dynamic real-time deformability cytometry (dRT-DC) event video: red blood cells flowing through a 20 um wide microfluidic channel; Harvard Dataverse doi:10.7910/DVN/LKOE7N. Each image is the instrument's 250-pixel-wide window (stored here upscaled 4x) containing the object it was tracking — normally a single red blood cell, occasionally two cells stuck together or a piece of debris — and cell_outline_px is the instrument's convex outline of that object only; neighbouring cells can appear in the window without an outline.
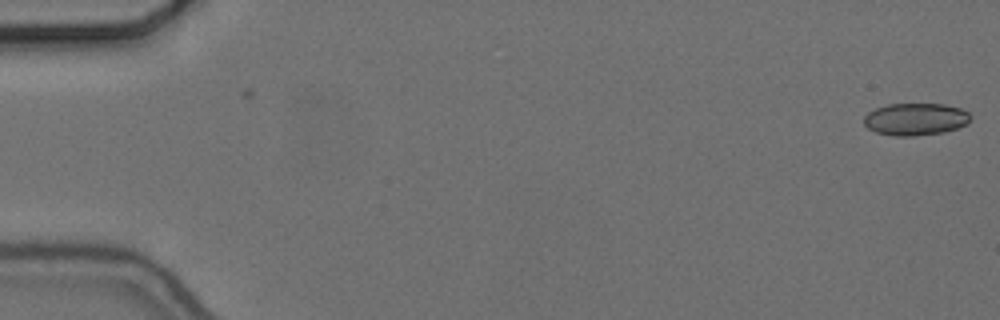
{"species": "common noctule bat (a hibernating species)", "species_latin": "Nyctalus noctula", "temperature_condition": "cold", "stored_images_in_passage": 56, "camera_frame_rate_fps": 3000, "um_per_image_px": 0.085, "animal": {"sex": "female", "body_mass_g": 24.6, "forearm_length_mm": 56.2}, "frame": {"image": 1, "passage_image": 1, "time_ms": 0.0, "image_size_px": [1000, 320], "cell_outline_px": [[972, 116], [968, 124], [944, 132], [912, 136], [892, 136], [876, 132], [868, 128], [864, 124], [864, 116], [868, 112], [876, 108], [888, 104], [944, 104], [960, 108], [968, 112]], "centroid_in_image_um": [77.82, 10.13], "position_along_channel_um": 7.2, "area_um2": 20.11}}
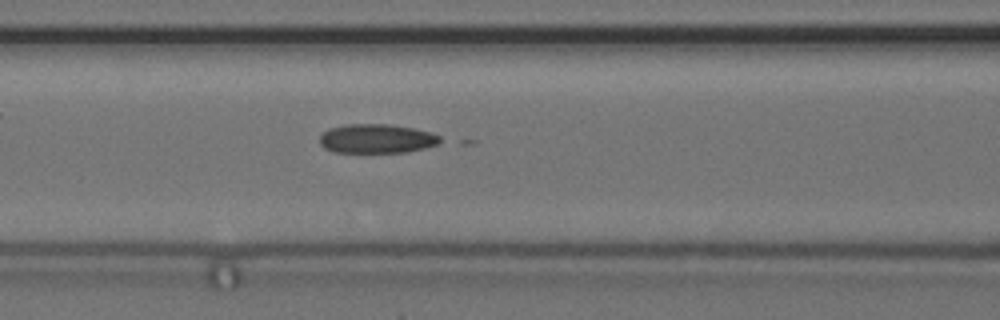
{"frame": {"image": 2, "passage_image": 24, "time_ms": 7.667, "image_size_px": [1000, 320], "cell_outline_px": [[448, 140], [440, 144], [408, 152], [332, 152], [324, 148], [320, 144], [320, 136], [328, 128], [344, 124], [388, 124], [412, 128], [432, 132]], "centroid_in_image_um": [32.07, 11.78], "position_along_channel_um": 134.5, "area_um2": 20.81}}
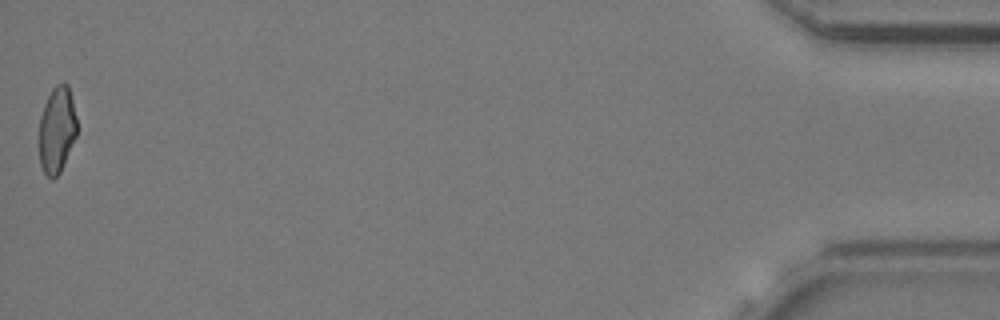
{"frame": {"image": 3, "passage_image": 56, "time_ms": 18.333, "image_size_px": [1000, 320], "cell_outline_px": [[76, 136], [60, 172], [52, 180], [44, 172], [40, 164], [40, 116], [44, 104], [52, 88], [56, 84], [64, 80], [68, 84], [76, 116]], "centroid_in_image_um": [4.84, 10.99], "position_along_channel_um": 430.4, "area_um2": 18.9}, "authors_computed_cell_mechanics": {"area_um2": 20.4612, "velocity_mm_per_s": 3.6875, "shape_relaxation_time_tau1_ms": 4.8296, "shape_relaxation_time_tau2_ms": null, "deformation_change_tau1": 0.2528, "deformation_change_tau2": null}}